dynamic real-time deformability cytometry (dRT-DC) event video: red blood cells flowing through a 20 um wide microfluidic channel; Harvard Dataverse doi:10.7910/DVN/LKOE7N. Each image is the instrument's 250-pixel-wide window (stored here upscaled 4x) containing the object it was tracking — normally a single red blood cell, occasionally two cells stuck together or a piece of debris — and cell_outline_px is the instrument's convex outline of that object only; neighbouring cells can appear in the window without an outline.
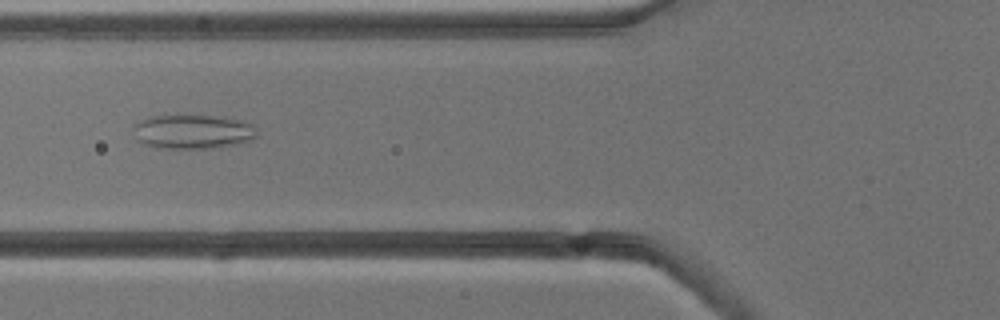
{"species": "common noctule bat (a hibernating species)", "species_latin": "Nyctalus noctula", "temperature_condition": "cold", "stored_images_in_passage": 9, "camera_frame_rate_fps": 3000, "um_per_image_px": 0.085, "animal": {"sex": "male", "body_mass_g": 13.3}, "frame": {"image": 1, "passage_image": 6, "time_ms": 6.0, "image_size_px": [1000, 320], "cell_outline_px": [[256, 136], [252, 140], [212, 148], [160, 148], [144, 144], [136, 140], [132, 128], [132, 124], [148, 116], [212, 116], [240, 120], [252, 124], [256, 128]], "centroid_in_image_um": [16.32, 11.19], "position_along_channel_um": 109.5, "area_um2": 24.57}}